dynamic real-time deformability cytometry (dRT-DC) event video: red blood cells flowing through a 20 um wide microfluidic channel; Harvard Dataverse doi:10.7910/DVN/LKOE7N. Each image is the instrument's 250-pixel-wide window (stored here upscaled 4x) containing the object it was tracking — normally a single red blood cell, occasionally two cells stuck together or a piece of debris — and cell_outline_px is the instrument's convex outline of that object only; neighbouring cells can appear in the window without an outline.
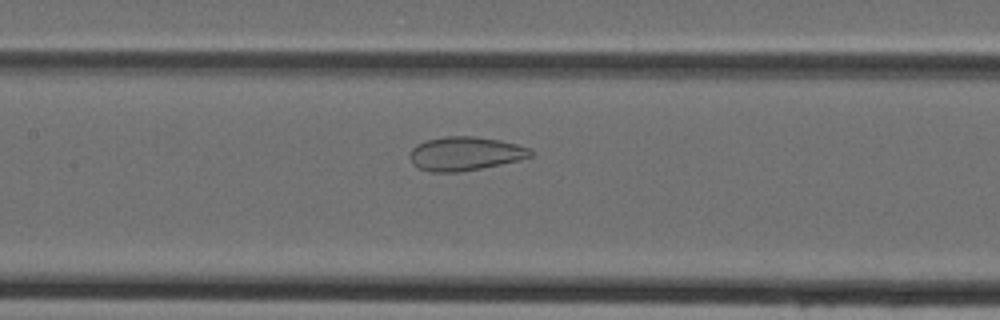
{"species": "Egyptian fruit bat (a non-hibernating species)", "species_latin": "Rousettus aegyptiacus", "temperature_condition": "cold", "stored_images_in_passage": 35, "camera_frame_rate_fps": 3000, "um_per_image_px": 0.085, "animal": {"sex": "female"}, "frame": {"image": 1, "passage_image": 10, "time_ms": 3.0, "image_size_px": [1000, 320], "cell_outline_px": [[532, 156], [520, 160], [460, 172], [432, 172], [420, 168], [412, 164], [412, 148], [416, 144], [428, 140], [444, 136], [476, 136], [500, 140], [532, 148]], "centroid_in_image_um": [39.57, 13.05], "position_along_channel_um": 167.8, "area_um2": 23.64}}
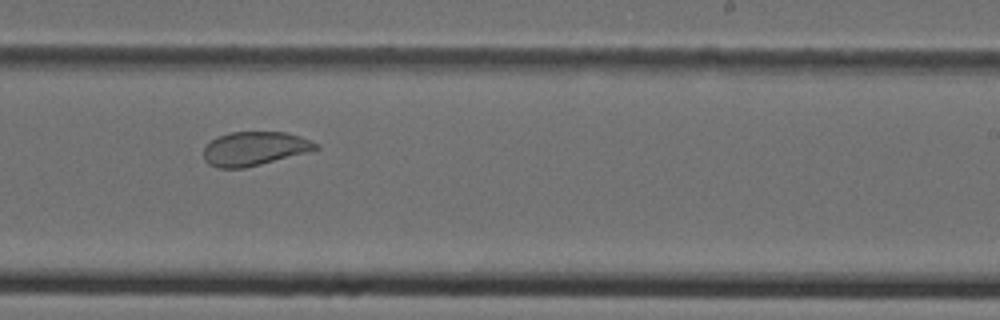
{"frame": {"image": 2, "passage_image": 17, "time_ms": 5.333, "image_size_px": [1000, 320], "cell_outline_px": [[320, 148], [308, 152], [244, 168], [216, 168], [208, 164], [204, 160], [204, 148], [212, 140], [228, 132], [284, 132], [300, 136], [312, 140], [320, 144]], "centroid_in_image_um": [21.65, 12.63], "position_along_channel_um": 267.3, "area_um2": 22.14}}
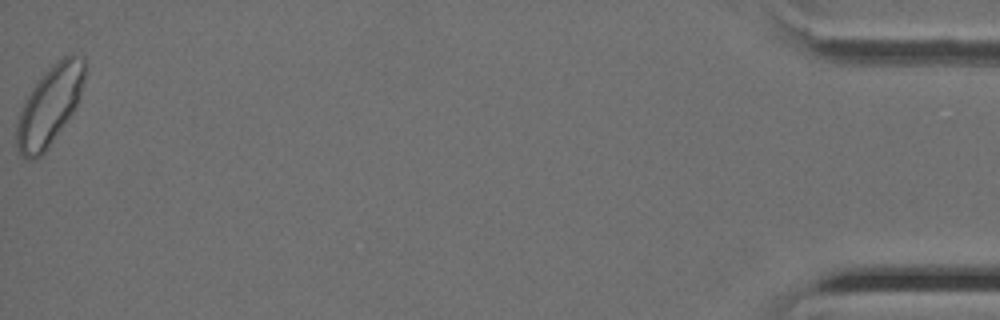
{"frame": {"image": 3, "passage_image": 35, "time_ms": 11.333, "image_size_px": [1000, 320], "cell_outline_px": [[88, 72], [80, 100], [48, 148], [36, 160], [24, 160], [16, 148], [16, 124], [24, 100], [32, 88], [44, 72], [56, 60], [72, 52], [84, 56]], "centroid_in_image_um": [4.25, 8.94], "position_along_channel_um": 430.9, "area_um2": 32.19}}